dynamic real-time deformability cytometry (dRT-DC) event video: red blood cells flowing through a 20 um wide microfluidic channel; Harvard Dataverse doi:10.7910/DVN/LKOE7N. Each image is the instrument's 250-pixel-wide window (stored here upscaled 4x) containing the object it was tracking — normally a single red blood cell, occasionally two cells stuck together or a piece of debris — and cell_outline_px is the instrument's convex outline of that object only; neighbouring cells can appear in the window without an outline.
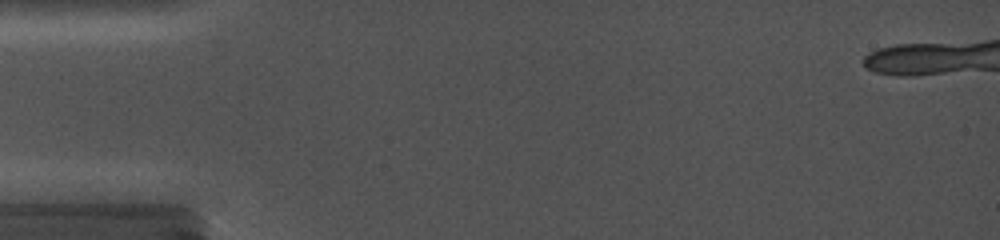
{"species": "common noctule bat (a hibernating species)", "species_latin": "Nyctalus noctula", "temperature_condition": "cold", "stored_images_in_passage": 5, "camera_frame_rate_fps": 5000, "um_per_image_px": 0.085, "animal": {"sex": "female", "body_mass_g": 19.0, "forearm_length_mm": 56.7}, "frame": {"image": 1, "passage_image": 1, "time_ms": 0.0, "image_size_px": [1000, 240], "cell_outline_px": [[956, 48], [932, 72], [884, 72], [864, 64], [864, 60], [876, 52], [888, 48]], "centroid_in_image_um": [77.19, 5.06], "position_along_channel_um": 7.8, "area_um2": 12.43}}